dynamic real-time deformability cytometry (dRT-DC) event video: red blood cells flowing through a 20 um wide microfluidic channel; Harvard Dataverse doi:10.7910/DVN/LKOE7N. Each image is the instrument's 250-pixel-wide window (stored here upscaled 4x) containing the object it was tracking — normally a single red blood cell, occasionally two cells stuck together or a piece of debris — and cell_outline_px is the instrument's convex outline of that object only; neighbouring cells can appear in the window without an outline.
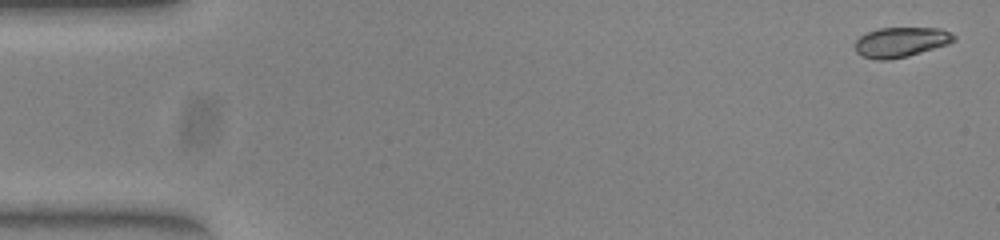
{"species": "common noctule bat (a hibernating species)", "species_latin": "Nyctalus noctula", "temperature_condition": "warm", "stored_images_in_passage": 53, "camera_frame_rate_fps": 3000, "um_per_image_px": 0.085, "animal": {"sex": "female", "body_mass_g": 23.0, "forearm_length_mm": 53.4}, "frame": {"image": 1, "passage_image": 2, "time_ms": 0.333, "image_size_px": [1000, 240], "cell_outline_px": [[956, 40], [948, 44], [908, 56], [888, 60], [876, 60], [864, 56], [856, 52], [856, 40], [860, 36], [868, 32], [880, 28], [940, 28], [952, 32], [956, 36]], "centroid_in_image_um": [76.61, 3.57], "position_along_channel_um": 8.4, "area_um2": 17.22}}
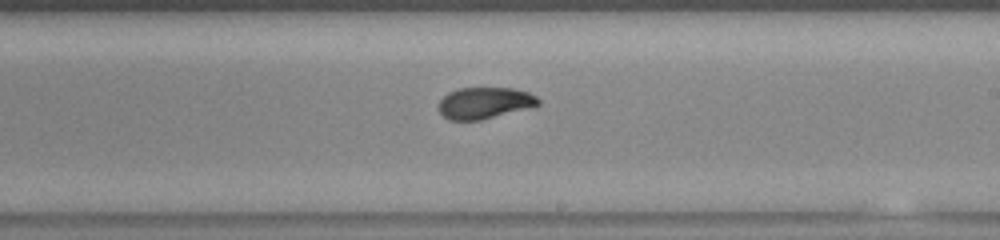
{"frame": {"image": 2, "passage_image": 31, "time_ms": 10.0, "image_size_px": [1000, 240], "cell_outline_px": [[540, 104], [480, 120], [448, 120], [436, 108], [440, 100], [448, 92], [456, 88], [512, 88], [528, 92], [536, 96], [540, 100]], "centroid_in_image_um": [41.13, 8.74], "position_along_channel_um": 247.9, "area_um2": 18.15}}
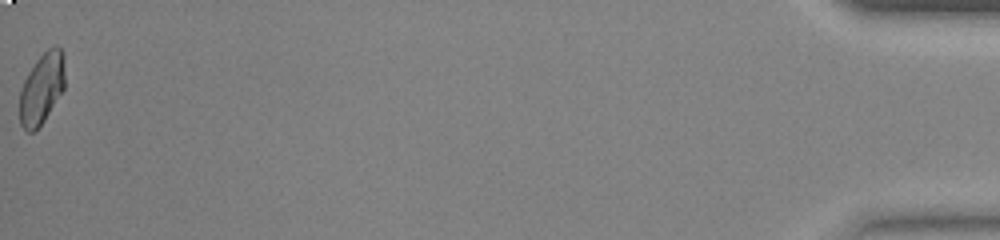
{"frame": {"image": 3, "passage_image": 53, "time_ms": 17.333, "image_size_px": [1000, 240], "cell_outline_px": [[64, 88], [44, 120], [32, 132], [28, 132], [20, 124], [20, 88], [28, 72], [36, 60], [48, 48], [56, 44], [60, 48], [64, 56]], "centroid_in_image_um": [3.55, 7.48], "position_along_channel_um": 431.7, "area_um2": 18.55}, "authors_computed_cell_mechanics": {"area_um2": 18.5538, "velocity_mm_per_s": 3.9354, "shape_relaxation_time_tau1_ms": 5.6968, "shape_relaxation_time_tau2_ms": 0.9502, "deformation_change_tau1": 0.2161, "deformation_change_tau2": 0.0516}}